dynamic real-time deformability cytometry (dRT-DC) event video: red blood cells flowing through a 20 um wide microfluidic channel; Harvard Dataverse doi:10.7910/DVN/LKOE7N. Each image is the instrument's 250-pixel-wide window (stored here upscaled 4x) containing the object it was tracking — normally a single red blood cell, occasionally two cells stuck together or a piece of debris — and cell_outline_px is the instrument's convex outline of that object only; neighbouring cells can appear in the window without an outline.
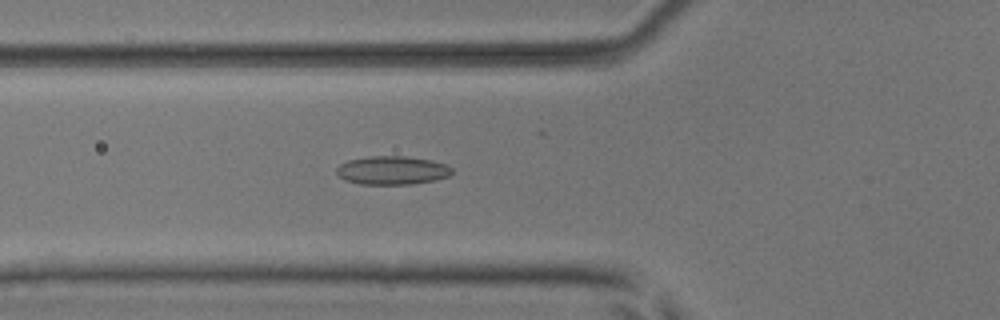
{"species": "common noctule bat (a hibernating species)", "species_latin": "Nyctalus noctula", "temperature_condition": "room temperature", "stored_images_in_passage": 39, "camera_frame_rate_fps": 3000, "um_per_image_px": 0.085, "animal": {"sex": "male", "body_mass_g": 17.9, "forearm_length_mm": 54.2}, "frame": {"image": 1, "passage_image": 7, "time_ms": 2.0, "image_size_px": [1000, 320], "cell_outline_px": [[452, 172], [448, 176], [436, 180], [412, 184], [360, 184], [344, 180], [336, 172], [336, 168], [340, 164], [348, 160], [368, 156], [404, 156], [432, 160], [448, 164], [452, 168]], "centroid_in_image_um": [33.34, 14.47], "position_along_channel_um": 92.5, "area_um2": 19.31}}
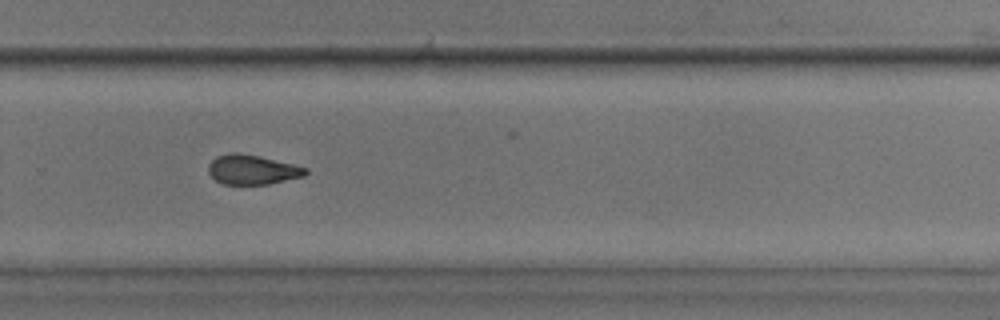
{"frame": {"image": 2, "passage_image": 23, "time_ms": 7.333, "image_size_px": [1000, 320], "cell_outline_px": [[308, 172], [304, 176], [268, 184], [224, 184], [216, 180], [208, 172], [208, 164], [216, 156], [228, 152], [240, 152], [260, 156], [308, 168]], "centroid_in_image_um": [21.42, 14.4], "position_along_channel_um": 308.4, "area_um2": 16.82}}
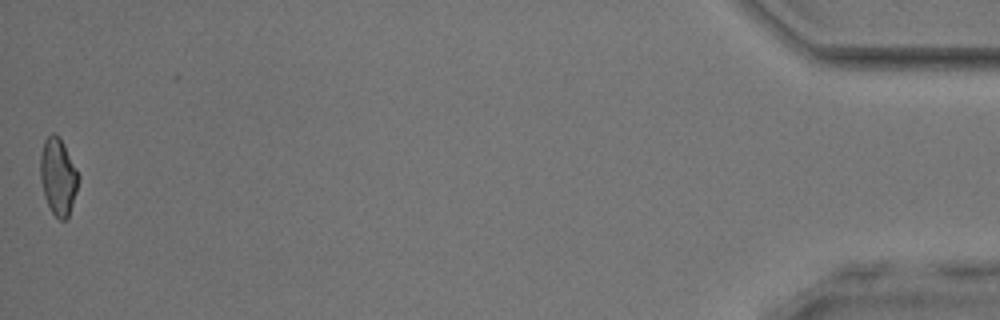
{"frame": {"image": 3, "passage_image": 39, "time_ms": 12.667, "image_size_px": [1000, 320], "cell_outline_px": [[80, 176], [76, 192], [68, 216], [64, 220], [60, 220], [52, 212], [44, 196], [40, 180], [40, 152], [44, 140], [52, 132], [56, 132], [64, 144]], "centroid_in_image_um": [4.92, 14.97], "position_along_channel_um": 430.3, "area_um2": 17.11}, "authors_computed_cell_mechanics": {"area_um2": 17.3978, "velocity_mm_per_s": 4.0529, "shape_relaxation_time_tau1_ms": null, "shape_relaxation_time_tau2_ms": 2.3395, "deformation_change_tau1": null, "deformation_change_tau2": 0.099}}